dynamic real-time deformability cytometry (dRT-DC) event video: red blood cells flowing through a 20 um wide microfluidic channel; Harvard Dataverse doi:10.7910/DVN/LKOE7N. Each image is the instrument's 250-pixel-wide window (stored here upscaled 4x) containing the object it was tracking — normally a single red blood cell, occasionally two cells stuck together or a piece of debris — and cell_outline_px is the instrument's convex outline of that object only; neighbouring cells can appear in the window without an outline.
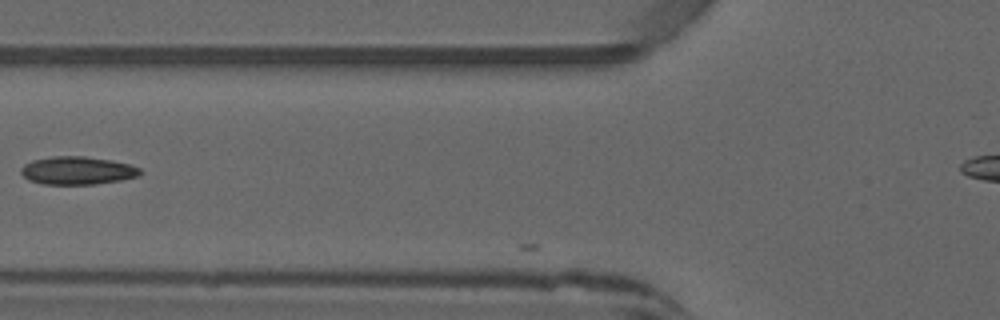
{"species": "common noctule bat (a hibernating species)", "species_latin": "Nyctalus noctula", "temperature_condition": "warm", "stored_images_in_passage": 3, "camera_frame_rate_fps": 3000, "um_per_image_px": 0.085, "animal": {"sex": "male", "forearm_length_mm": 52.5}, "frame": {"image": 1, "passage_image": 2, "time_ms": 0.333, "image_size_px": [1000, 320], "cell_outline_px": [[140, 176], [120, 180], [96, 184], [44, 184], [28, 180], [20, 172], [20, 168], [24, 164], [32, 160], [52, 156], [84, 156], [112, 160], [128, 164], [140, 168]], "centroid_in_image_um": [6.55, 14.49], "position_along_channel_um": 119.2, "area_um2": 19.48}}